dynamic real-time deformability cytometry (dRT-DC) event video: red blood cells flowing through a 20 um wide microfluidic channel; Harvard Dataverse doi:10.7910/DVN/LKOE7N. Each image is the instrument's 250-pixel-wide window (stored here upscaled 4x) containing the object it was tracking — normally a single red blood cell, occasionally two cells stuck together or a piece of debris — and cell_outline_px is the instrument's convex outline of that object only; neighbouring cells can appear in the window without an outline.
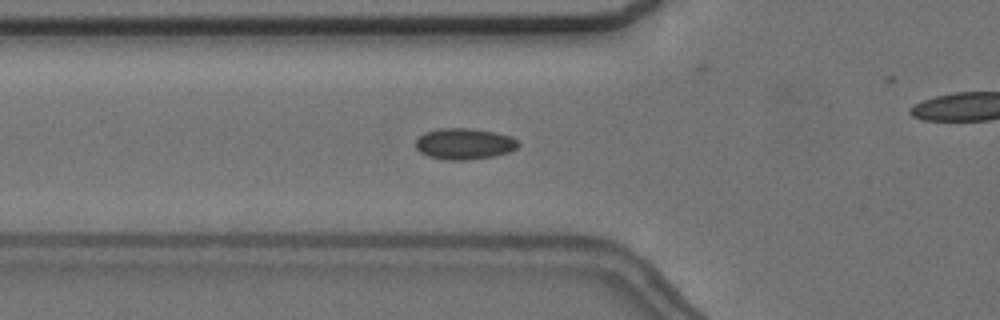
{"species": "common noctule bat (a hibernating species)", "species_latin": "Nyctalus noctula", "temperature_condition": "cold", "stored_images_in_passage": 30, "camera_frame_rate_fps": 3000, "um_per_image_px": 0.085, "animal": {"sex": "female", "body_mass_g": 24.6, "forearm_length_mm": 56.2}, "frame": {"image": 1, "passage_image": 6, "time_ms": 1.667, "image_size_px": [1000, 320], "cell_outline_px": [[520, 144], [516, 148], [508, 152], [492, 156], [464, 160], [448, 160], [428, 156], [420, 152], [416, 148], [416, 140], [424, 132], [440, 128], [472, 128], [496, 132], [512, 136]], "centroid_in_image_um": [39.46, 12.21], "position_along_channel_um": 86.3, "area_um2": 18.61}}
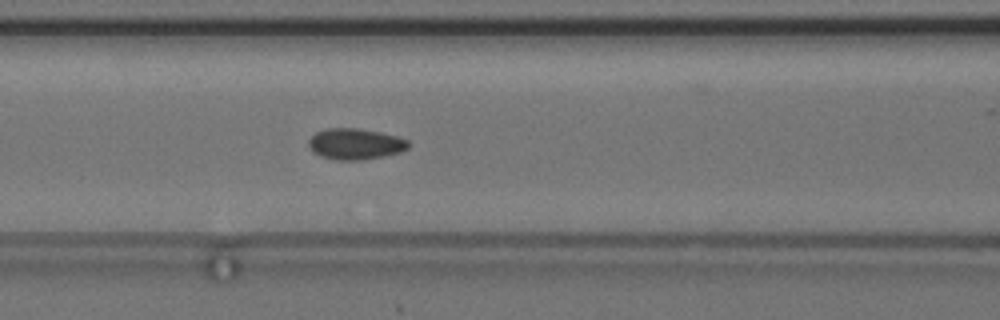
{"frame": {"image": 2, "passage_image": 10, "time_ms": 3.0, "image_size_px": [1000, 320], "cell_outline_px": [[408, 148], [400, 152], [384, 156], [364, 160], [336, 160], [320, 156], [312, 152], [308, 144], [308, 140], [316, 132], [324, 128], [356, 128], [380, 132], [396, 136], [408, 140]], "centroid_in_image_um": [30.17, 12.24], "position_along_channel_um": 136.4, "area_um2": 18.15}, "authors_computed_cell_mechanics": {"area_um2": 18.0914, "velocity_mm_per_s": 3.6822, "shape_relaxation_time_tau1_ms": null, "shape_relaxation_time_tau2_ms": 2.134, "deformation_change_tau1": null, "deformation_change_tau2": 0.0497}}